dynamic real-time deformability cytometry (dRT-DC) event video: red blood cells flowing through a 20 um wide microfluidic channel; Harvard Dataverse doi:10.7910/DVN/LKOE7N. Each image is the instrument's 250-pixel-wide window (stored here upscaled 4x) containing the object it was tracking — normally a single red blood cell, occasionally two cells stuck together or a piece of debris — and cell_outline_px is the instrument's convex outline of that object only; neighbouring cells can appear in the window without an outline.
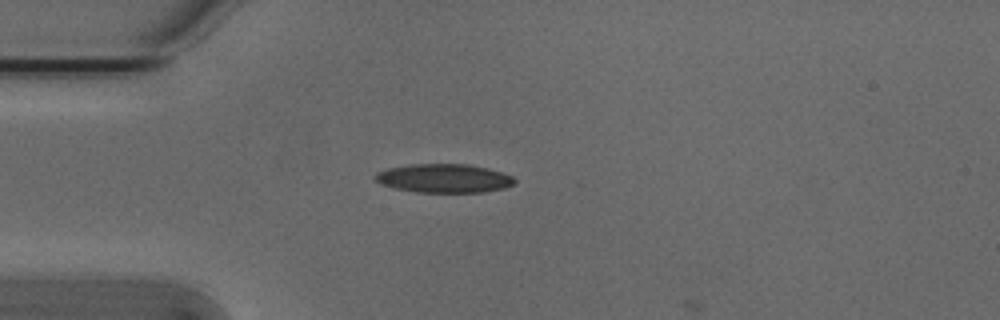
{"species": "Egyptian fruit bat (a non-hibernating species)", "species_latin": "Rousettus aegyptiacus", "temperature_condition": "cold", "stored_images_in_passage": 14, "camera_frame_rate_fps": 3000, "um_per_image_px": 0.085, "animal": {"sex": "male"}, "frame": {"image": 1, "passage_image": 13, "time_ms": 4.0, "image_size_px": [1000, 320], "cell_outline_px": [[516, 180], [512, 184], [504, 188], [484, 192], [416, 192], [392, 188], [380, 184], [372, 176], [376, 172], [388, 168], [412, 164], [468, 164], [488, 168], [504, 172], [512, 176]], "centroid_in_image_um": [37.71, 15.15], "position_along_channel_um": 47.3, "area_um2": 23.52}}